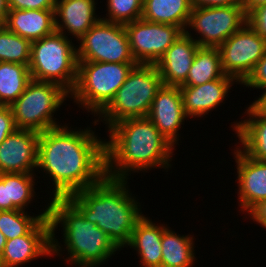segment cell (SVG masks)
Wrapping results in <instances>:
<instances>
[{
	"label": "cell",
	"instance_id": "6da1fadb",
	"mask_svg": "<svg viewBox=\"0 0 266 267\" xmlns=\"http://www.w3.org/2000/svg\"><path fill=\"white\" fill-rule=\"evenodd\" d=\"M68 127L60 125L39 133L37 170L43 169L52 178V198H66L106 176L105 140L90 127Z\"/></svg>",
	"mask_w": 266,
	"mask_h": 267
},
{
	"label": "cell",
	"instance_id": "7a4b0ae2",
	"mask_svg": "<svg viewBox=\"0 0 266 267\" xmlns=\"http://www.w3.org/2000/svg\"><path fill=\"white\" fill-rule=\"evenodd\" d=\"M105 140V175L128 180L131 171L171 168L174 145L147 118H129L109 129ZM129 172V173H128Z\"/></svg>",
	"mask_w": 266,
	"mask_h": 267
},
{
	"label": "cell",
	"instance_id": "3957f363",
	"mask_svg": "<svg viewBox=\"0 0 266 267\" xmlns=\"http://www.w3.org/2000/svg\"><path fill=\"white\" fill-rule=\"evenodd\" d=\"M127 182L105 176L97 184L66 197L86 220L96 224L121 250L129 243L137 222L144 216Z\"/></svg>",
	"mask_w": 266,
	"mask_h": 267
},
{
	"label": "cell",
	"instance_id": "277c9868",
	"mask_svg": "<svg viewBox=\"0 0 266 267\" xmlns=\"http://www.w3.org/2000/svg\"><path fill=\"white\" fill-rule=\"evenodd\" d=\"M51 223V255H62V248L55 238L58 225L63 227L66 261L79 267H98L120 249L96 224L86 220L66 199L51 198L48 203ZM69 260V261H68ZM77 264V265H76Z\"/></svg>",
	"mask_w": 266,
	"mask_h": 267
},
{
	"label": "cell",
	"instance_id": "5b68a950",
	"mask_svg": "<svg viewBox=\"0 0 266 267\" xmlns=\"http://www.w3.org/2000/svg\"><path fill=\"white\" fill-rule=\"evenodd\" d=\"M136 65L137 63L78 61L77 81L70 98L79 107L98 116L114 99Z\"/></svg>",
	"mask_w": 266,
	"mask_h": 267
},
{
	"label": "cell",
	"instance_id": "8992f818",
	"mask_svg": "<svg viewBox=\"0 0 266 267\" xmlns=\"http://www.w3.org/2000/svg\"><path fill=\"white\" fill-rule=\"evenodd\" d=\"M163 82L155 64H137L129 72L126 81L114 99L99 114L108 129L129 118L146 117Z\"/></svg>",
	"mask_w": 266,
	"mask_h": 267
},
{
	"label": "cell",
	"instance_id": "52a82bcc",
	"mask_svg": "<svg viewBox=\"0 0 266 267\" xmlns=\"http://www.w3.org/2000/svg\"><path fill=\"white\" fill-rule=\"evenodd\" d=\"M28 67L31 79L58 84L71 93L77 81V47L68 36L55 31L32 41Z\"/></svg>",
	"mask_w": 266,
	"mask_h": 267
},
{
	"label": "cell",
	"instance_id": "ba28073f",
	"mask_svg": "<svg viewBox=\"0 0 266 267\" xmlns=\"http://www.w3.org/2000/svg\"><path fill=\"white\" fill-rule=\"evenodd\" d=\"M69 95L58 84L31 79L23 94L10 106L16 128L41 133L60 126L53 113Z\"/></svg>",
	"mask_w": 266,
	"mask_h": 267
},
{
	"label": "cell",
	"instance_id": "9c48e42d",
	"mask_svg": "<svg viewBox=\"0 0 266 267\" xmlns=\"http://www.w3.org/2000/svg\"><path fill=\"white\" fill-rule=\"evenodd\" d=\"M78 41V61L136 63L123 24L100 19Z\"/></svg>",
	"mask_w": 266,
	"mask_h": 267
},
{
	"label": "cell",
	"instance_id": "30bf717a",
	"mask_svg": "<svg viewBox=\"0 0 266 267\" xmlns=\"http://www.w3.org/2000/svg\"><path fill=\"white\" fill-rule=\"evenodd\" d=\"M243 5L196 7L192 9L186 29L200 34L194 39L200 47H219L246 23Z\"/></svg>",
	"mask_w": 266,
	"mask_h": 267
},
{
	"label": "cell",
	"instance_id": "8fae6325",
	"mask_svg": "<svg viewBox=\"0 0 266 267\" xmlns=\"http://www.w3.org/2000/svg\"><path fill=\"white\" fill-rule=\"evenodd\" d=\"M225 75L242 84L266 51V40L247 23L219 47Z\"/></svg>",
	"mask_w": 266,
	"mask_h": 267
},
{
	"label": "cell",
	"instance_id": "7c38bea8",
	"mask_svg": "<svg viewBox=\"0 0 266 267\" xmlns=\"http://www.w3.org/2000/svg\"><path fill=\"white\" fill-rule=\"evenodd\" d=\"M137 64H156L184 31L174 25L138 19L124 25Z\"/></svg>",
	"mask_w": 266,
	"mask_h": 267
},
{
	"label": "cell",
	"instance_id": "4fadbf2b",
	"mask_svg": "<svg viewBox=\"0 0 266 267\" xmlns=\"http://www.w3.org/2000/svg\"><path fill=\"white\" fill-rule=\"evenodd\" d=\"M51 257V223L42 218L26 235L6 240L3 267H19L38 257Z\"/></svg>",
	"mask_w": 266,
	"mask_h": 267
},
{
	"label": "cell",
	"instance_id": "5bb4252c",
	"mask_svg": "<svg viewBox=\"0 0 266 267\" xmlns=\"http://www.w3.org/2000/svg\"><path fill=\"white\" fill-rule=\"evenodd\" d=\"M39 133L16 129L0 144V173H35Z\"/></svg>",
	"mask_w": 266,
	"mask_h": 267
},
{
	"label": "cell",
	"instance_id": "9a60e30c",
	"mask_svg": "<svg viewBox=\"0 0 266 267\" xmlns=\"http://www.w3.org/2000/svg\"><path fill=\"white\" fill-rule=\"evenodd\" d=\"M146 117L170 143L177 144L180 137L178 131L188 118L184 113L179 87L162 85Z\"/></svg>",
	"mask_w": 266,
	"mask_h": 267
},
{
	"label": "cell",
	"instance_id": "2e32d148",
	"mask_svg": "<svg viewBox=\"0 0 266 267\" xmlns=\"http://www.w3.org/2000/svg\"><path fill=\"white\" fill-rule=\"evenodd\" d=\"M233 155L237 165L239 206L241 211L248 212L266 199V161L252 159L240 147H236Z\"/></svg>",
	"mask_w": 266,
	"mask_h": 267
},
{
	"label": "cell",
	"instance_id": "e0dca14e",
	"mask_svg": "<svg viewBox=\"0 0 266 267\" xmlns=\"http://www.w3.org/2000/svg\"><path fill=\"white\" fill-rule=\"evenodd\" d=\"M200 45L186 29L155 64L163 85L182 86Z\"/></svg>",
	"mask_w": 266,
	"mask_h": 267
},
{
	"label": "cell",
	"instance_id": "ac0fdd59",
	"mask_svg": "<svg viewBox=\"0 0 266 267\" xmlns=\"http://www.w3.org/2000/svg\"><path fill=\"white\" fill-rule=\"evenodd\" d=\"M234 82V78L224 75L199 86H179L185 115L194 118L208 114L223 103Z\"/></svg>",
	"mask_w": 266,
	"mask_h": 267
},
{
	"label": "cell",
	"instance_id": "d6986e66",
	"mask_svg": "<svg viewBox=\"0 0 266 267\" xmlns=\"http://www.w3.org/2000/svg\"><path fill=\"white\" fill-rule=\"evenodd\" d=\"M96 4L95 0H56L54 10L56 31L66 36L65 30H67L78 41L101 19L95 13Z\"/></svg>",
	"mask_w": 266,
	"mask_h": 267
},
{
	"label": "cell",
	"instance_id": "ffe728a7",
	"mask_svg": "<svg viewBox=\"0 0 266 267\" xmlns=\"http://www.w3.org/2000/svg\"><path fill=\"white\" fill-rule=\"evenodd\" d=\"M244 113L248 119L232 125L242 145L238 147L252 159L266 161V112L252 102Z\"/></svg>",
	"mask_w": 266,
	"mask_h": 267
},
{
	"label": "cell",
	"instance_id": "44dd1931",
	"mask_svg": "<svg viewBox=\"0 0 266 267\" xmlns=\"http://www.w3.org/2000/svg\"><path fill=\"white\" fill-rule=\"evenodd\" d=\"M3 25L9 31L31 42L56 31L54 10L10 9Z\"/></svg>",
	"mask_w": 266,
	"mask_h": 267
},
{
	"label": "cell",
	"instance_id": "7402d4cb",
	"mask_svg": "<svg viewBox=\"0 0 266 267\" xmlns=\"http://www.w3.org/2000/svg\"><path fill=\"white\" fill-rule=\"evenodd\" d=\"M155 224L148 216H143L137 222L126 245L137 251L142 267H161L162 233L168 226Z\"/></svg>",
	"mask_w": 266,
	"mask_h": 267
},
{
	"label": "cell",
	"instance_id": "603a6c76",
	"mask_svg": "<svg viewBox=\"0 0 266 267\" xmlns=\"http://www.w3.org/2000/svg\"><path fill=\"white\" fill-rule=\"evenodd\" d=\"M192 9L191 0H143L142 19L185 31Z\"/></svg>",
	"mask_w": 266,
	"mask_h": 267
},
{
	"label": "cell",
	"instance_id": "cb8c5ba5",
	"mask_svg": "<svg viewBox=\"0 0 266 267\" xmlns=\"http://www.w3.org/2000/svg\"><path fill=\"white\" fill-rule=\"evenodd\" d=\"M167 227L161 239V267H191L194 264L195 250L192 235H178ZM195 258V259H194Z\"/></svg>",
	"mask_w": 266,
	"mask_h": 267
},
{
	"label": "cell",
	"instance_id": "d4e9b609",
	"mask_svg": "<svg viewBox=\"0 0 266 267\" xmlns=\"http://www.w3.org/2000/svg\"><path fill=\"white\" fill-rule=\"evenodd\" d=\"M224 75L218 47H199L182 87L199 86Z\"/></svg>",
	"mask_w": 266,
	"mask_h": 267
},
{
	"label": "cell",
	"instance_id": "484cf974",
	"mask_svg": "<svg viewBox=\"0 0 266 267\" xmlns=\"http://www.w3.org/2000/svg\"><path fill=\"white\" fill-rule=\"evenodd\" d=\"M31 80L28 65L0 62V105L11 106Z\"/></svg>",
	"mask_w": 266,
	"mask_h": 267
},
{
	"label": "cell",
	"instance_id": "4316f807",
	"mask_svg": "<svg viewBox=\"0 0 266 267\" xmlns=\"http://www.w3.org/2000/svg\"><path fill=\"white\" fill-rule=\"evenodd\" d=\"M34 173H0V179L7 185L8 202L25 211L35 197Z\"/></svg>",
	"mask_w": 266,
	"mask_h": 267
},
{
	"label": "cell",
	"instance_id": "83f0119b",
	"mask_svg": "<svg viewBox=\"0 0 266 267\" xmlns=\"http://www.w3.org/2000/svg\"><path fill=\"white\" fill-rule=\"evenodd\" d=\"M49 205L37 216H30L22 210L0 211V231L6 240L26 235L42 218H49Z\"/></svg>",
	"mask_w": 266,
	"mask_h": 267
},
{
	"label": "cell",
	"instance_id": "f1b7e54d",
	"mask_svg": "<svg viewBox=\"0 0 266 267\" xmlns=\"http://www.w3.org/2000/svg\"><path fill=\"white\" fill-rule=\"evenodd\" d=\"M31 41L0 25V62L30 64Z\"/></svg>",
	"mask_w": 266,
	"mask_h": 267
},
{
	"label": "cell",
	"instance_id": "f546056e",
	"mask_svg": "<svg viewBox=\"0 0 266 267\" xmlns=\"http://www.w3.org/2000/svg\"><path fill=\"white\" fill-rule=\"evenodd\" d=\"M107 3L108 15L103 20L125 25L142 18L143 0H107Z\"/></svg>",
	"mask_w": 266,
	"mask_h": 267
},
{
	"label": "cell",
	"instance_id": "4dcf8cb0",
	"mask_svg": "<svg viewBox=\"0 0 266 267\" xmlns=\"http://www.w3.org/2000/svg\"><path fill=\"white\" fill-rule=\"evenodd\" d=\"M241 85L266 90V51Z\"/></svg>",
	"mask_w": 266,
	"mask_h": 267
},
{
	"label": "cell",
	"instance_id": "1f68e13d",
	"mask_svg": "<svg viewBox=\"0 0 266 267\" xmlns=\"http://www.w3.org/2000/svg\"><path fill=\"white\" fill-rule=\"evenodd\" d=\"M246 18L247 24L266 40V4L251 9Z\"/></svg>",
	"mask_w": 266,
	"mask_h": 267
},
{
	"label": "cell",
	"instance_id": "d6a6232c",
	"mask_svg": "<svg viewBox=\"0 0 266 267\" xmlns=\"http://www.w3.org/2000/svg\"><path fill=\"white\" fill-rule=\"evenodd\" d=\"M56 0H8L9 9L55 10Z\"/></svg>",
	"mask_w": 266,
	"mask_h": 267
},
{
	"label": "cell",
	"instance_id": "836d02e7",
	"mask_svg": "<svg viewBox=\"0 0 266 267\" xmlns=\"http://www.w3.org/2000/svg\"><path fill=\"white\" fill-rule=\"evenodd\" d=\"M16 129L11 107L0 105V144Z\"/></svg>",
	"mask_w": 266,
	"mask_h": 267
},
{
	"label": "cell",
	"instance_id": "e575fe53",
	"mask_svg": "<svg viewBox=\"0 0 266 267\" xmlns=\"http://www.w3.org/2000/svg\"><path fill=\"white\" fill-rule=\"evenodd\" d=\"M250 219L266 228V199L253 206L248 212Z\"/></svg>",
	"mask_w": 266,
	"mask_h": 267
},
{
	"label": "cell",
	"instance_id": "d590c367",
	"mask_svg": "<svg viewBox=\"0 0 266 267\" xmlns=\"http://www.w3.org/2000/svg\"><path fill=\"white\" fill-rule=\"evenodd\" d=\"M193 8L242 5V0H191Z\"/></svg>",
	"mask_w": 266,
	"mask_h": 267
},
{
	"label": "cell",
	"instance_id": "8d00e7d4",
	"mask_svg": "<svg viewBox=\"0 0 266 267\" xmlns=\"http://www.w3.org/2000/svg\"><path fill=\"white\" fill-rule=\"evenodd\" d=\"M16 209L12 202H8L7 185L0 179V211Z\"/></svg>",
	"mask_w": 266,
	"mask_h": 267
},
{
	"label": "cell",
	"instance_id": "74e56055",
	"mask_svg": "<svg viewBox=\"0 0 266 267\" xmlns=\"http://www.w3.org/2000/svg\"><path fill=\"white\" fill-rule=\"evenodd\" d=\"M266 4V0H242V5L246 14L253 8Z\"/></svg>",
	"mask_w": 266,
	"mask_h": 267
},
{
	"label": "cell",
	"instance_id": "f35d334b",
	"mask_svg": "<svg viewBox=\"0 0 266 267\" xmlns=\"http://www.w3.org/2000/svg\"><path fill=\"white\" fill-rule=\"evenodd\" d=\"M9 11L8 0H0V25L5 23Z\"/></svg>",
	"mask_w": 266,
	"mask_h": 267
},
{
	"label": "cell",
	"instance_id": "ab89813d",
	"mask_svg": "<svg viewBox=\"0 0 266 267\" xmlns=\"http://www.w3.org/2000/svg\"><path fill=\"white\" fill-rule=\"evenodd\" d=\"M254 103L263 111L266 112V90L263 91L262 95L254 101Z\"/></svg>",
	"mask_w": 266,
	"mask_h": 267
},
{
	"label": "cell",
	"instance_id": "60d3db41",
	"mask_svg": "<svg viewBox=\"0 0 266 267\" xmlns=\"http://www.w3.org/2000/svg\"><path fill=\"white\" fill-rule=\"evenodd\" d=\"M5 244H6V238L3 235V233L0 231V258L2 256L3 251H4Z\"/></svg>",
	"mask_w": 266,
	"mask_h": 267
}]
</instances>
